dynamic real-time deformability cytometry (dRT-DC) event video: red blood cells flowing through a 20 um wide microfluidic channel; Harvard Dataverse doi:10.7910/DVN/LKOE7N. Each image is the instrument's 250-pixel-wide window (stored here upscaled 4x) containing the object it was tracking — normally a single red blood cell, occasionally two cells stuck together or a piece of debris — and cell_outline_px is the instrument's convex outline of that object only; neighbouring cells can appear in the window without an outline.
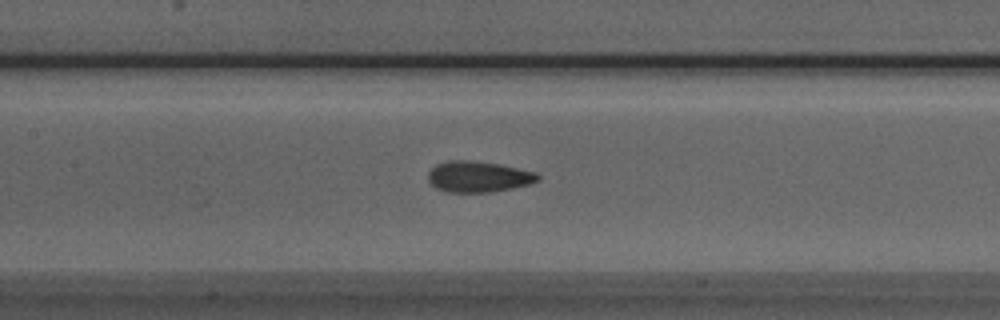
{"species": "Egyptian fruit bat (a non-hibernating species)", "species_latin": "Rousettus aegyptiacus", "temperature_condition": "room temperature", "stored_images_in_passage": 48, "camera_frame_rate_fps": 3000, "um_per_image_px": 0.085, "animal": {"sex": "male"}, "frame": {"image": 1, "passage_image": 24, "time_ms": 7.667, "image_size_px": [1000, 320], "cell_outline_px": [[540, 180], [528, 184], [512, 188], [488, 192], [444, 192], [436, 188], [428, 180], [428, 172], [436, 164], [448, 160], [468, 160], [500, 164], [536, 172], [540, 176]], "centroid_in_image_um": [40.64, 15.01], "position_along_channel_um": 166.8, "area_um2": 19.83}}
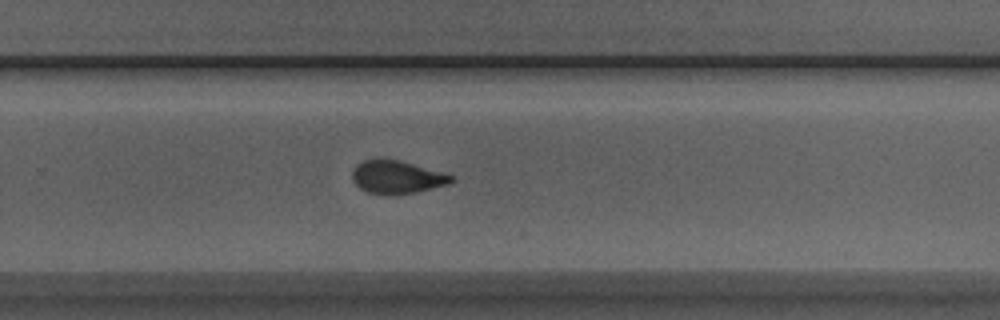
{"frame": {"image": 2, "passage_image": 34, "time_ms": 11.0, "image_size_px": [1000, 320], "cell_outline_px": [[456, 180], [448, 184], [416, 192], [368, 192], [360, 188], [352, 180], [352, 168], [356, 164], [364, 160], [400, 160], [440, 172], [452, 176]], "centroid_in_image_um": [33.71, 15.02], "position_along_channel_um": 296.1, "area_um2": 18.21}}
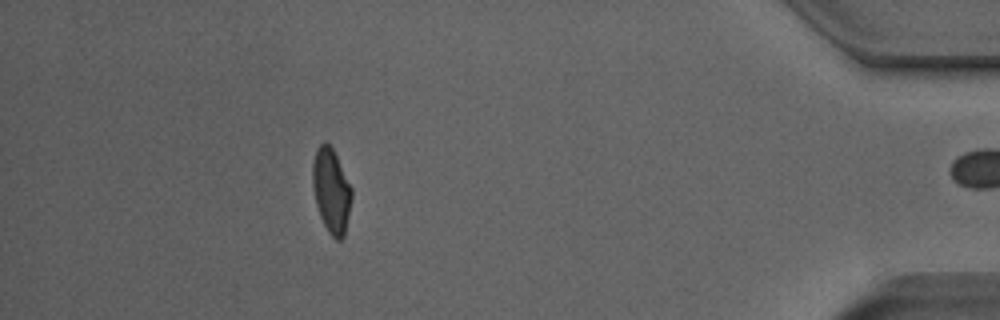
{"frame": {"image": 3, "passage_image": 47, "time_ms": 15.333, "image_size_px": [1000, 320], "cell_outline_px": [[352, 196], [344, 236], [340, 240], [336, 240], [328, 232], [320, 216], [316, 204], [312, 184], [312, 164], [316, 148], [324, 140], [332, 148], [352, 188]], "centroid_in_image_um": [28.14, 16.2], "position_along_channel_um": 407.1, "area_um2": 19.13}, "authors_computed_cell_mechanics": {"area_um2": 19.652, "velocity_mm_per_s": 3.8981, "shape_relaxation_time_tau1_ms": 10.2699, "shape_relaxation_time_tau2_ms": 1.3039, "deformation_change_tau1": 0.2106, "deformation_change_tau2": 0.0886}}